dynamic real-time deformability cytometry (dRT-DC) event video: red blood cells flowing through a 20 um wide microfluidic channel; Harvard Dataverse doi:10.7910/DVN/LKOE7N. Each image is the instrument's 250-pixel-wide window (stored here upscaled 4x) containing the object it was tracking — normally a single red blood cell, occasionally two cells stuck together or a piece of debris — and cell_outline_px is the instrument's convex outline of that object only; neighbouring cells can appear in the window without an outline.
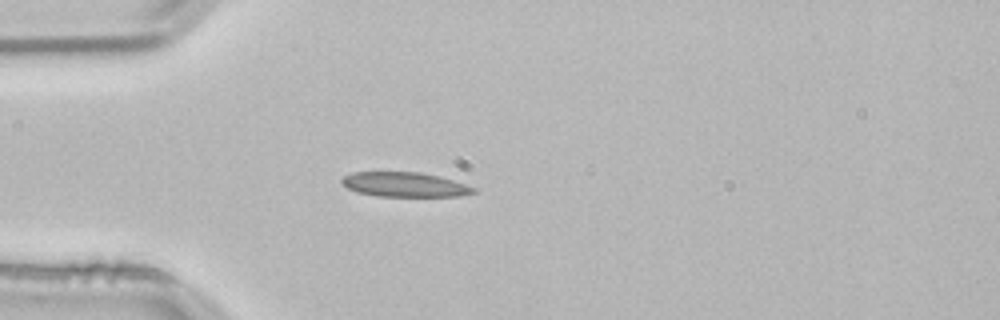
{"species": "common noctule bat (a hibernating species)", "species_latin": "Nyctalus noctula", "temperature_condition": "room temperature", "stored_images_in_passage": 39, "camera_frame_rate_fps": 3000, "um_per_image_px": 0.085, "animal": {"sex": "male", "body_mass_g": 21.5, "forearm_length_mm": 52.0}, "frame": {"image": 1, "passage_image": 1, "time_ms": 0.0, "image_size_px": [1000, 320], "cell_outline_px": [[480, 192], [460, 196], [376, 196], [356, 192], [340, 184], [340, 180], [344, 176], [352, 172], [420, 172], [440, 176], [476, 188]], "centroid_in_image_um": [34.39, 15.69], "position_along_channel_um": 50.6, "area_um2": 19.07}}
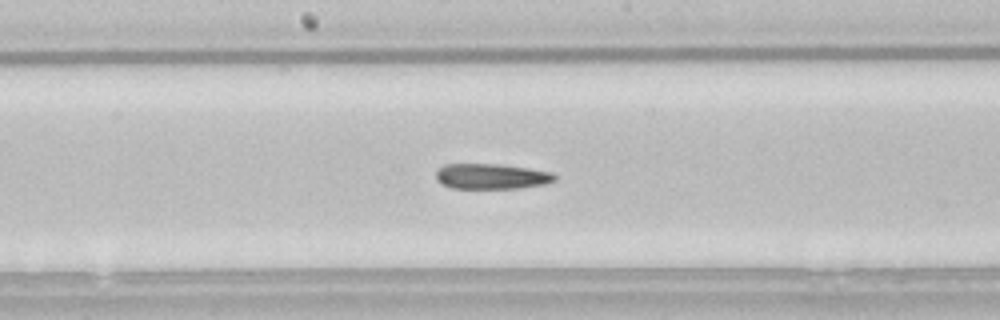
{"frame": {"image": 2, "passage_image": 14, "time_ms": 4.333, "image_size_px": [1000, 320], "cell_outline_px": [[556, 180], [544, 184], [520, 188], [452, 188], [440, 184], [436, 180], [436, 172], [444, 164], [496, 164], [528, 168], [552, 172], [556, 176]], "centroid_in_image_um": [41.75, 14.99], "position_along_channel_um": 206.4, "area_um2": 17.57}}
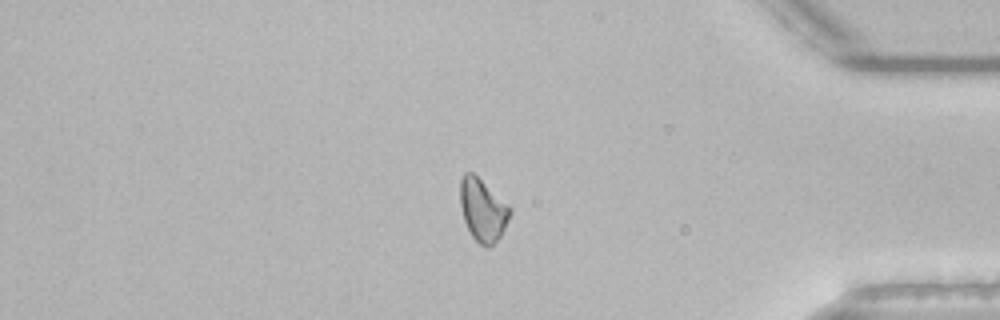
{"frame": {"image": 3, "passage_image": 31, "time_ms": 10.0, "image_size_px": [1000, 320], "cell_outline_px": [[512, 212], [500, 236], [488, 248], [480, 244], [472, 236], [464, 220], [460, 204], [460, 180], [464, 172], [472, 172], [508, 204], [512, 208]], "centroid_in_image_um": [41.03, 17.83], "position_along_channel_um": 394.2, "area_um2": 17.92}, "authors_computed_cell_mechanics": {"area_um2": 17.9758, "velocity_mm_per_s": 3.8402, "shape_relaxation_time_tau1_ms": 4.9211, "shape_relaxation_time_tau2_ms": null, "deformation_change_tau1": 0.155, "deformation_change_tau2": null}}